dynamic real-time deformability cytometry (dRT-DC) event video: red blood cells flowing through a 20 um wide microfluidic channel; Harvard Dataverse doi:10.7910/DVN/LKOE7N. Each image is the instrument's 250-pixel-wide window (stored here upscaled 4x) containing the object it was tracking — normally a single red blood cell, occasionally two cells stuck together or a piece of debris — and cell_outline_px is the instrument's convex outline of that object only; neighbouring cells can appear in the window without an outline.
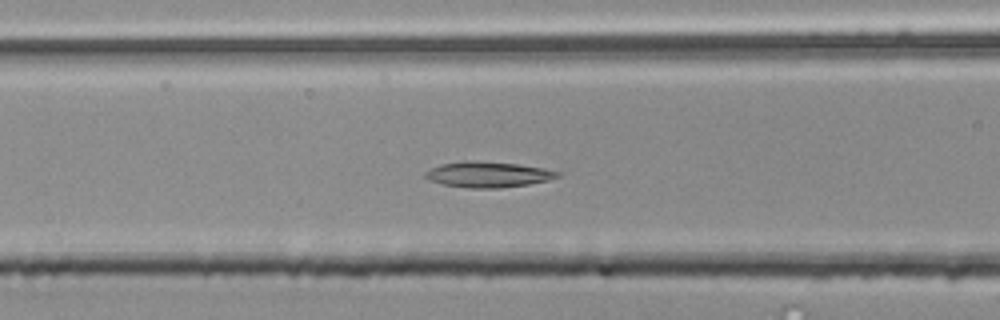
{"species": "common noctule bat (a hibernating species)", "species_latin": "Nyctalus noctula", "temperature_condition": "room temperature", "stored_images_in_passage": 54, "camera_frame_rate_fps": 3000, "um_per_image_px": 0.085, "animal": {"sex": "male", "body_mass_g": 20.4}, "frame": {"image": 1, "passage_image": 22, "time_ms": 7.0, "image_size_px": [1000, 320], "cell_outline_px": [[560, 176], [548, 180], [528, 184], [500, 188], [468, 188], [444, 184], [428, 180], [424, 176], [424, 172], [440, 164], [468, 160], [472, 160], [520, 164], [544, 168], [560, 172]], "centroid_in_image_um": [41.47, 14.82], "position_along_channel_um": 125.1, "area_um2": 19.83}}
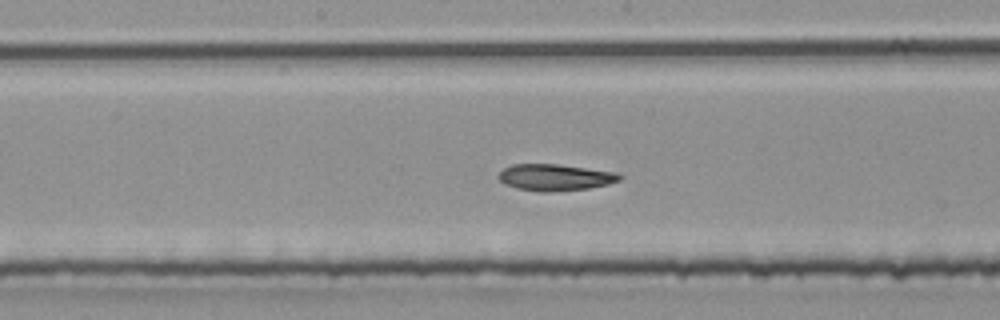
{"frame": {"image": 2, "passage_image": 28, "time_ms": 9.0, "image_size_px": [1000, 320], "cell_outline_px": [[624, 176], [620, 180], [608, 184], [588, 188], [548, 192], [536, 192], [516, 188], [504, 184], [496, 176], [504, 168], [512, 164], [556, 164], [616, 172]], "centroid_in_image_um": [47.15, 15.08], "position_along_channel_um": 201.0, "area_um2": 18.79}}
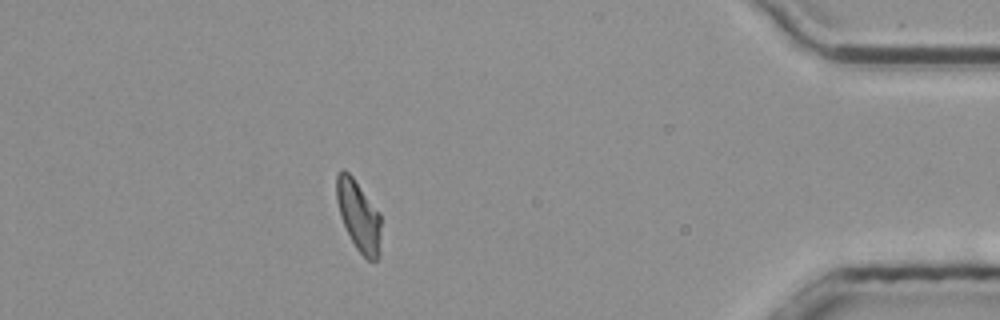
{"frame": {"image": 3, "passage_image": 48, "time_ms": 15.667, "image_size_px": [1000, 320], "cell_outline_px": [[380, 256], [376, 260], [368, 260], [356, 248], [340, 216], [336, 200], [336, 172], [340, 168], [344, 168], [352, 176], [380, 212]], "centroid_in_image_um": [30.47, 18.29], "position_along_channel_um": 404.7, "area_um2": 18.38}, "authors_computed_cell_mechanics": {"area_um2": 18.8717, "velocity_mm_per_s": 3.7889, "shape_relaxation_time_tau1_ms": null, "shape_relaxation_time_tau2_ms": 8.0904, "deformation_change_tau1": null, "deformation_change_tau2": 0.1612}}